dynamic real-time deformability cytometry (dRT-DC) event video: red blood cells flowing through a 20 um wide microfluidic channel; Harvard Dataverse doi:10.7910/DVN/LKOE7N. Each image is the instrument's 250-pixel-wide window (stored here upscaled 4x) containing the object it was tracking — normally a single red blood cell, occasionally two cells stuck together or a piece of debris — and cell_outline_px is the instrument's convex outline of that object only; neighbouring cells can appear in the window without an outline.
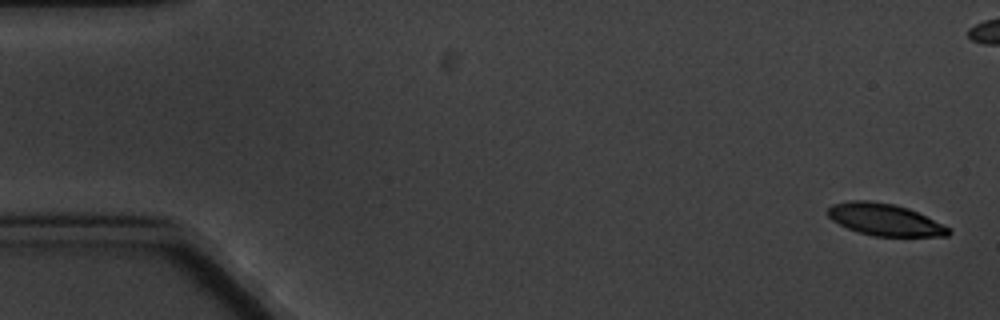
{"species": "common noctule bat (a hibernating species)", "species_latin": "Nyctalus noctula", "temperature_condition": "cold", "stored_images_in_passage": 6, "camera_frame_rate_fps": 3000, "um_per_image_px": 0.085, "animal": {"sex": "male", "body_mass_g": 20.1, "forearm_length_mm": 53.5}, "frame": {"image": 1, "passage_image": 1, "time_ms": 0.0, "image_size_px": [1000, 320], "cell_outline_px": [[952, 232], [948, 236], [872, 236], [848, 228], [832, 220], [828, 216], [828, 208], [832, 204], [848, 200], [868, 200], [892, 204], [908, 208], [948, 228]], "centroid_in_image_um": [75.15, 18.66], "position_along_channel_um": 9.9, "area_um2": 22.08}}